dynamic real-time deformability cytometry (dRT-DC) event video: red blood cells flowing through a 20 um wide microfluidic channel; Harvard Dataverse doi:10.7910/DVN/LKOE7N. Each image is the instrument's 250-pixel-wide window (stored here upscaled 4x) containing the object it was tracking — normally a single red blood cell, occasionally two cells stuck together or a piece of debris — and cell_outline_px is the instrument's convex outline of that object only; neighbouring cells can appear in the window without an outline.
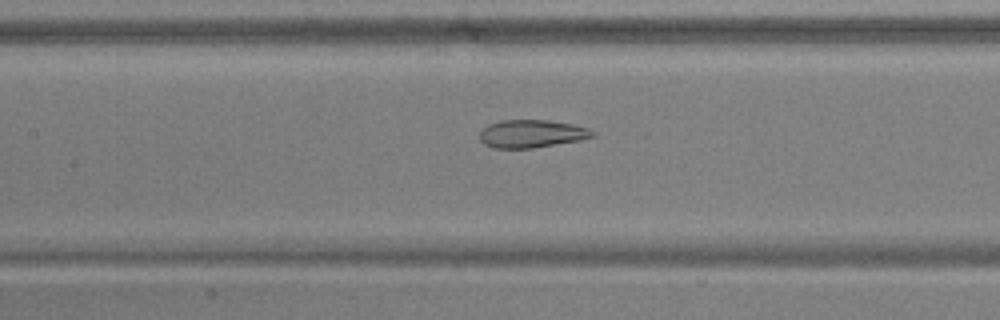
{"species": "common noctule bat (a hibernating species)", "species_latin": "Nyctalus noctula", "temperature_condition": "warm", "stored_images_in_passage": 48, "camera_frame_rate_fps": 3000, "um_per_image_px": 0.085, "animal": {"sex": "male", "body_mass_g": 17.9, "forearm_length_mm": 54.2}, "frame": {"image": 1, "passage_image": 20, "time_ms": 6.333, "image_size_px": [1000, 320], "cell_outline_px": [[596, 136], [580, 140], [532, 148], [496, 148], [484, 144], [480, 140], [480, 132], [488, 124], [500, 120], [548, 120], [572, 124], [588, 128], [596, 132]], "centroid_in_image_um": [45.21, 11.36], "position_along_channel_um": 162.2, "area_um2": 18.32}}
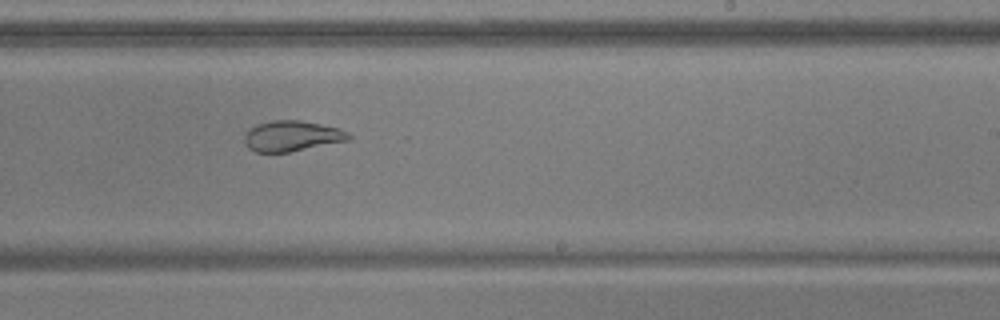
{"frame": {"image": 2, "passage_image": 28, "time_ms": 9.0, "image_size_px": [1000, 320], "cell_outline_px": [[352, 136], [348, 140], [288, 152], [256, 152], [248, 148], [244, 140], [244, 136], [256, 124], [272, 120], [300, 120], [340, 128], [348, 132]], "centroid_in_image_um": [24.82, 11.55], "position_along_channel_um": 264.2, "area_um2": 18.38}}
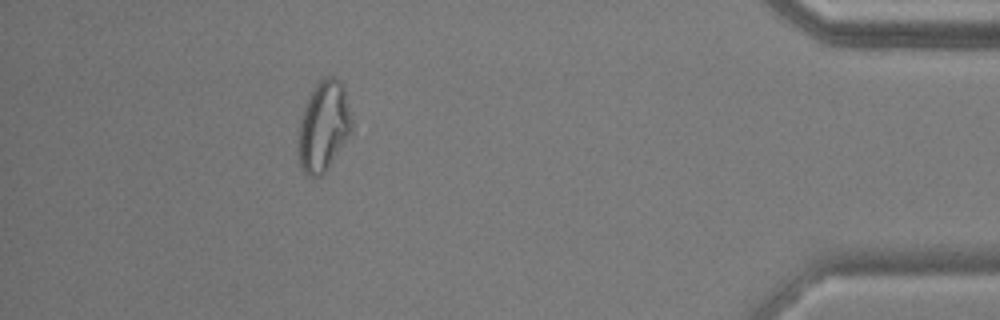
{"frame": {"image": 3, "passage_image": 43, "time_ms": 14.0, "image_size_px": [1000, 320], "cell_outline_px": [[352, 132], [328, 168], [320, 176], [308, 176], [300, 168], [296, 140], [296, 132], [304, 108], [316, 84], [324, 76], [332, 76], [340, 80], [344, 88], [352, 120]], "centroid_in_image_um": [27.48, 10.76], "position_along_channel_um": 407.7, "area_um2": 28.38}, "authors_computed_cell_mechanics": {"area_um2": 23.8714, "velocity_mm_per_s": 3.8398, "shape_relaxation_time_tau1_ms": null, "shape_relaxation_time_tau2_ms": 1.3074, "deformation_change_tau1": null, "deformation_change_tau2": 0.0722}}